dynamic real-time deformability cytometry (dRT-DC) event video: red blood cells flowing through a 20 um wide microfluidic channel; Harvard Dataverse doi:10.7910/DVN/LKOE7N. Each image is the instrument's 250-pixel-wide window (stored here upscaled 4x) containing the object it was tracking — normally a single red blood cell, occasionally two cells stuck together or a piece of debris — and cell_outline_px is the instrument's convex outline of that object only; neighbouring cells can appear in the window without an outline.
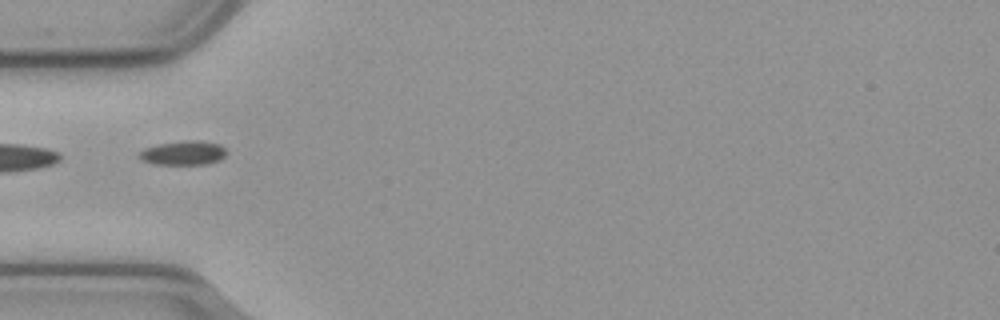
{"species": "common noctule bat (a hibernating species)", "species_latin": "Nyctalus noctula", "temperature_condition": "cold", "stored_images_in_passage": 40, "camera_frame_rate_fps": 3000, "um_per_image_px": 0.085, "animal": {"sex": "male", "body_mass_g": 23.1, "forearm_length_mm": 52.7}, "frame": {"image": 1, "passage_image": 1, "time_ms": 0.0, "image_size_px": [1000, 320], "cell_outline_px": [[228, 152], [220, 160], [204, 164], [152, 164], [140, 160], [140, 152], [144, 148], [160, 144], [184, 140], [200, 140], [220, 144]], "centroid_in_image_um": [15.6, 12.99], "position_along_channel_um": 69.4, "area_um2": 12.31}}
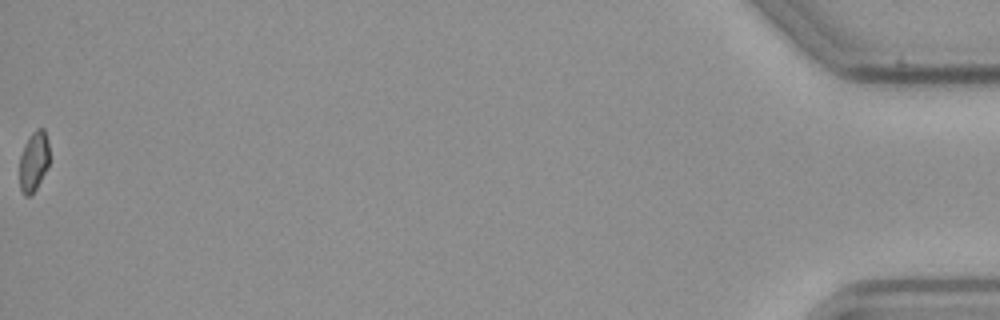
{"frame": {"image": 2, "passage_image": 40, "time_ms": 13.0, "image_size_px": [1000, 320], "cell_outline_px": [[48, 164], [36, 188], [28, 196], [24, 196], [20, 188], [20, 156], [32, 132], [36, 128], [44, 128], [48, 140]], "centroid_in_image_um": [2.86, 13.69], "position_along_channel_um": 432.3, "area_um2": 10.06}}